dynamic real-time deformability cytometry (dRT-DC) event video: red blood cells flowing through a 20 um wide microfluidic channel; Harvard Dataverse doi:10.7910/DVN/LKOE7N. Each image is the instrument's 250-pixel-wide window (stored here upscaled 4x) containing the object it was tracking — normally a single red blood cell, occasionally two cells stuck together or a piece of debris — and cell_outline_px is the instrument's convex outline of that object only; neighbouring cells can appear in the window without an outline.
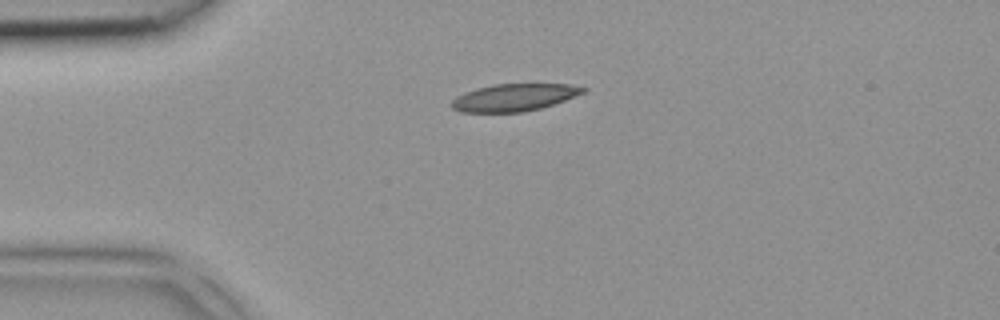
{"species": "common noctule bat (a hibernating species)", "species_latin": "Nyctalus noctula", "temperature_condition": "room temperature", "stored_images_in_passage": 2, "camera_frame_rate_fps": 3000, "um_per_image_px": 0.085, "animal": {"sex": "female", "body_mass_g": 18.4}, "frame": {"image": 1, "passage_image": 1, "time_ms": 0.0, "image_size_px": [1000, 320], "cell_outline_px": [[588, 88], [584, 92], [564, 100], [540, 108], [524, 112], [460, 112], [452, 108], [448, 104], [456, 96], [464, 92], [476, 88], [492, 84], [568, 84]], "centroid_in_image_um": [43.63, 8.28], "position_along_channel_um": 41.4, "area_um2": 20.92}}